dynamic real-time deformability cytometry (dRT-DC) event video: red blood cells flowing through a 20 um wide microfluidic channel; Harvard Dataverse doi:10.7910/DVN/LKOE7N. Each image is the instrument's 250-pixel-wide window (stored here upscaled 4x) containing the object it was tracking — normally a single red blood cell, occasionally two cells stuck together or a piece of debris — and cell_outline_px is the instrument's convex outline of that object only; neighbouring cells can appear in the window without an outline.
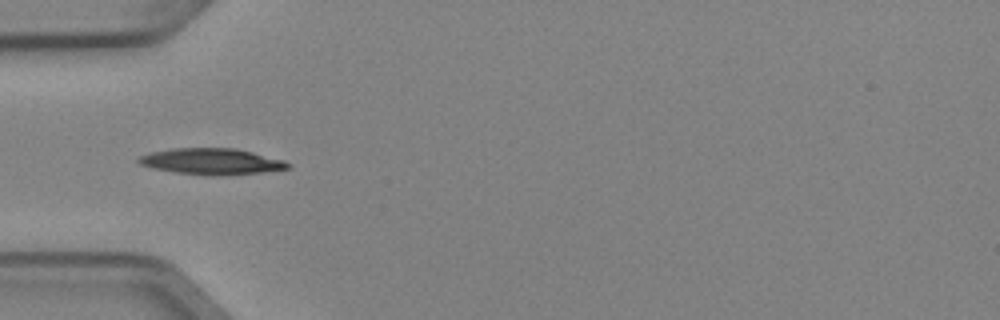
{"species": "Egyptian fruit bat (a non-hibernating species)", "species_latin": "Rousettus aegyptiacus", "temperature_condition": "cold", "stored_images_in_passage": 5, "camera_frame_rate_fps": 3000, "um_per_image_px": 0.085, "animal": {"sex": "female"}, "frame": {"image": 1, "passage_image": 3, "time_ms": 0.667, "image_size_px": [1000, 320], "cell_outline_px": [[292, 168], [264, 172], [224, 176], [212, 176], [176, 172], [152, 168], [140, 164], [136, 160], [140, 156], [152, 152], [172, 148], [236, 148], [284, 160], [292, 164]], "centroid_in_image_um": [18.03, 13.73], "position_along_channel_um": 67.0, "area_um2": 22.95}}
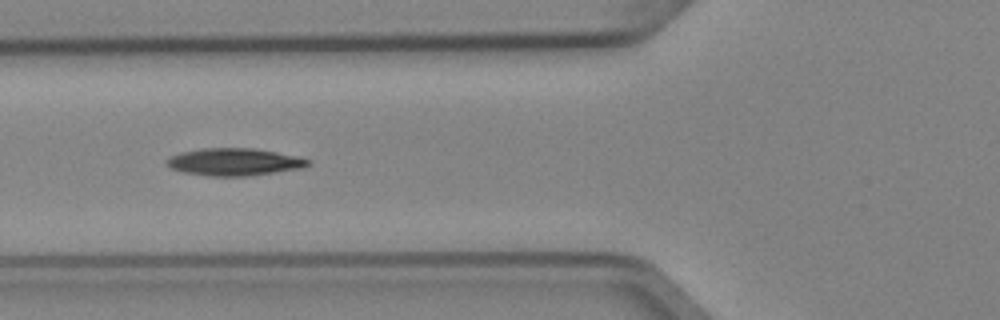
{"frame": {"image": 2, "passage_image": 4, "time_ms": 1.0, "image_size_px": [1000, 320], "cell_outline_px": [[312, 164], [304, 168], [248, 176], [208, 176], [184, 172], [172, 168], [164, 164], [164, 160], [168, 156], [180, 152], [204, 148], [252, 148], [276, 152], [296, 156], [312, 160]], "centroid_in_image_um": [19.9, 13.76], "position_along_channel_um": 105.9, "area_um2": 22.77}}
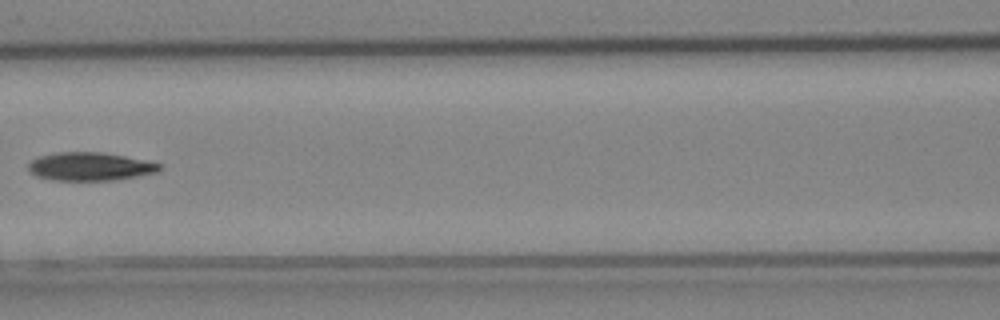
{"frame": {"image": 3, "passage_image": 5, "time_ms": 1.333, "image_size_px": [1000, 320], "cell_outline_px": [[160, 168], [156, 172], [116, 180], [52, 180], [36, 176], [28, 168], [28, 164], [32, 160], [40, 156], [60, 152], [100, 152], [124, 156], [144, 160], [160, 164]], "centroid_in_image_um": [7.62, 14.15], "position_along_channel_um": 159.0, "area_um2": 21.27}}